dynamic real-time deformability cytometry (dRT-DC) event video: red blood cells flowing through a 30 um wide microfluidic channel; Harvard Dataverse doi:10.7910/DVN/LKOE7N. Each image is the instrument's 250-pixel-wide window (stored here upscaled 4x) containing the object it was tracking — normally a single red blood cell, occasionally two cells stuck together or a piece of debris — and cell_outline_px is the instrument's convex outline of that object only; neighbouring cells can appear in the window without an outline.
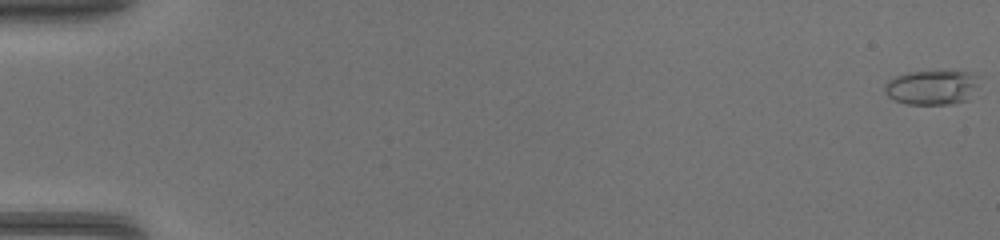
{"species": "common noctule bat (a hibernating species)", "species_latin": "Nyctalus noctula", "temperature_condition": "warm", "stored_images_in_passage": 16, "camera_frame_rate_fps": 3000, "um_per_image_px": 0.085, "animal": {"sex": "female", "body_mass_g": 17.0, "forearm_length_mm": 48.0}, "frame": {"image": 1, "passage_image": 1, "time_ms": 0.0, "image_size_px": [1000, 240], "cell_outline_px": [[976, 84], [968, 100], [952, 104], [908, 104], [896, 100], [888, 96], [884, 92], [884, 84], [888, 80], [896, 76], [908, 72], [964, 72], [976, 76]], "centroid_in_image_um": [79.13, 7.45], "position_along_channel_um": 5.9, "area_um2": 18.55}}
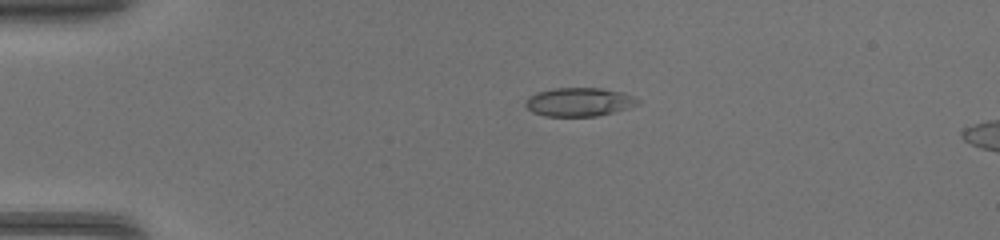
{"frame": {"image": 2, "passage_image": 12, "time_ms": 3.667, "image_size_px": [1000, 240], "cell_outline_px": [[640, 100], [636, 104], [612, 112], [596, 116], [544, 116], [532, 112], [524, 104], [524, 100], [528, 96], [536, 92], [552, 88], [600, 88], [620, 92], [636, 96]], "centroid_in_image_um": [49.15, 8.66], "position_along_channel_um": 35.9, "area_um2": 18.67}}